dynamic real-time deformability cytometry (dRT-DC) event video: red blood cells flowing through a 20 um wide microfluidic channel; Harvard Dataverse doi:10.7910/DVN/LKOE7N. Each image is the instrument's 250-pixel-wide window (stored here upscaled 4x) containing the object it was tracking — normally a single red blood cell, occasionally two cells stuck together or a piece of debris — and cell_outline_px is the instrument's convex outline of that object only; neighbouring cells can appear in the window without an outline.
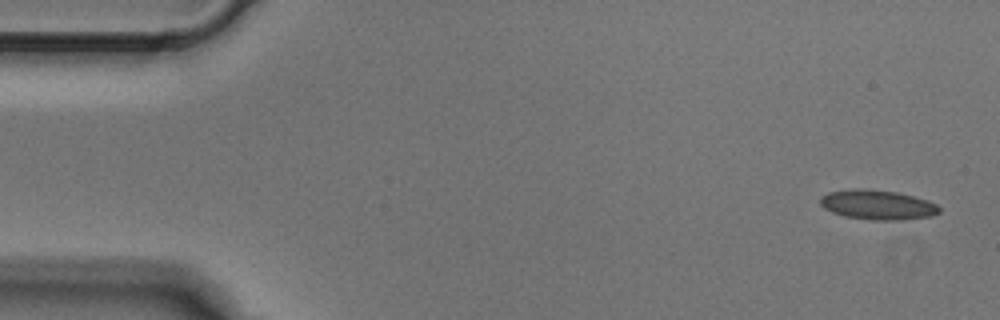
{"species": "Egyptian fruit bat (a non-hibernating species)", "species_latin": "Rousettus aegyptiacus", "temperature_condition": "cold", "stored_images_in_passage": 4, "camera_frame_rate_fps": 3000, "um_per_image_px": 0.085, "animal": {"sex": "male"}, "frame": {"image": 1, "passage_image": 1, "time_ms": 0.0, "image_size_px": [1000, 320], "cell_outline_px": [[940, 212], [932, 216], [900, 220], [872, 220], [844, 216], [832, 212], [824, 208], [820, 204], [820, 196], [828, 192], [856, 188], [864, 188], [896, 192], [928, 200], [936, 204], [940, 208]], "centroid_in_image_um": [74.58, 17.41], "position_along_channel_um": 10.4, "area_um2": 20.63}}